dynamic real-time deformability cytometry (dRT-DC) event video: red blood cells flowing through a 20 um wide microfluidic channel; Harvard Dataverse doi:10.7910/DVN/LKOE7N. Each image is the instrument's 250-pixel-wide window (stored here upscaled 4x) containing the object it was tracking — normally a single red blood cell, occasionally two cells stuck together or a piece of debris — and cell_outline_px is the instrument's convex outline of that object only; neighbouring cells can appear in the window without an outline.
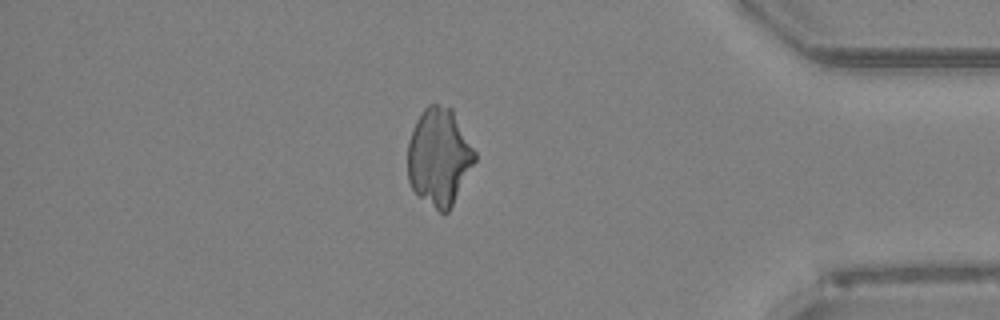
{"species": "Egyptian fruit bat (a non-hibernating species)", "species_latin": "Rousettus aegyptiacus", "temperature_condition": "room temperature", "stored_images_in_passage": 49, "camera_frame_rate_fps": 3000, "um_per_image_px": 0.085, "animal": {"sex": "female"}, "frame": {"image": 1, "passage_image": 42, "time_ms": 13.667, "image_size_px": [1000, 320], "cell_outline_px": [[476, 160], [448, 212], [444, 216], [420, 196], [412, 188], [408, 180], [408, 140], [412, 128], [416, 120], [424, 108], [428, 104], [436, 104], [452, 108], [476, 152]], "centroid_in_image_um": [37.32, 13.32], "position_along_channel_um": 397.9, "area_um2": 38.03}}